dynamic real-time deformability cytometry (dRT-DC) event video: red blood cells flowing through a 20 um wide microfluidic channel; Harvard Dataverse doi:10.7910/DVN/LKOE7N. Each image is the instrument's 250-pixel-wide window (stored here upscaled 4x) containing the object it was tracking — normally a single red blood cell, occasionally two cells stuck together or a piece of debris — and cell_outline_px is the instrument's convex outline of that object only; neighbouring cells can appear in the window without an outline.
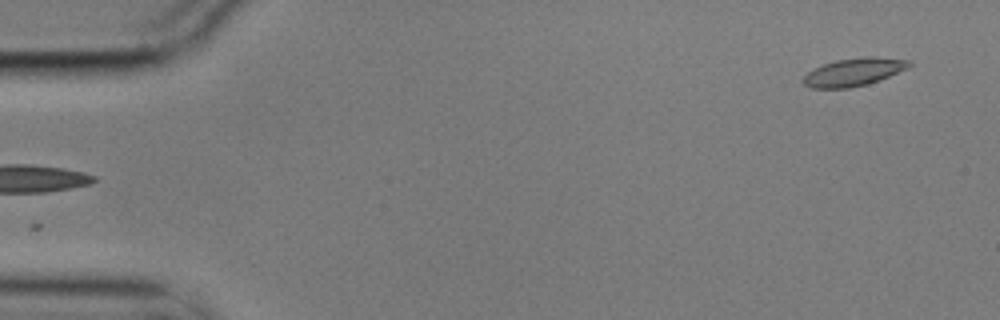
{"species": "common noctule bat (a hibernating species)", "species_latin": "Nyctalus noctula", "temperature_condition": "cold", "stored_images_in_passage": 5, "segment_of_instrument_passage": [2, 2], "camera_frame_rate_fps": 3000, "um_per_image_px": 0.085, "animal": {"sex": "male", "body_mass_g": 17.9}, "frame": {"image": 1, "passage_image": 5, "time_ms": 1.333, "image_size_px": [1000, 320], "cell_outline_px": [[912, 64], [908, 68], [880, 80], [868, 84], [852, 88], [812, 88], [804, 84], [800, 80], [808, 72], [824, 64], [836, 60], [868, 56], [872, 56], [912, 60]], "centroid_in_image_um": [72.6, 6.12], "position_along_channel_um": 12.4, "area_um2": 17.28}}